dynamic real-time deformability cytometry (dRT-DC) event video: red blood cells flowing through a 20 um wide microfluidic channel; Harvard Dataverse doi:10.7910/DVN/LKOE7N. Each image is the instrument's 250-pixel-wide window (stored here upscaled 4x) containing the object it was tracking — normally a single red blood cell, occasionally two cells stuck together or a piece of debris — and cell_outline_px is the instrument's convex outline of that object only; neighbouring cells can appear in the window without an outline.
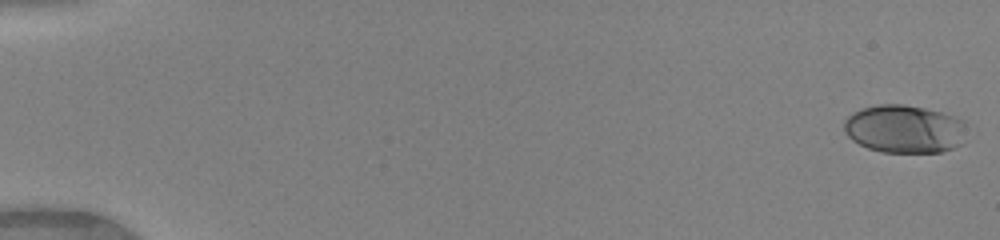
{"species": "human", "species_latin": "Homo sapiens", "temperature_condition": "warm", "stored_images_in_passage": 50, "camera_frame_rate_fps": 3000, "um_per_image_px": 0.085, "donor": {"sex": "female"}, "frame": {"image": 1, "passage_image": 1, "time_ms": 0.0, "image_size_px": [1000, 240], "cell_outline_px": [[964, 124], [960, 144], [956, 148], [940, 152], [884, 152], [868, 148], [852, 140], [844, 132], [844, 120], [852, 112], [860, 108], [880, 104], [904, 104], [924, 108], [956, 116], [964, 120]], "centroid_in_image_um": [76.83, 10.95], "position_along_channel_um": 8.2, "area_um2": 34.33}}
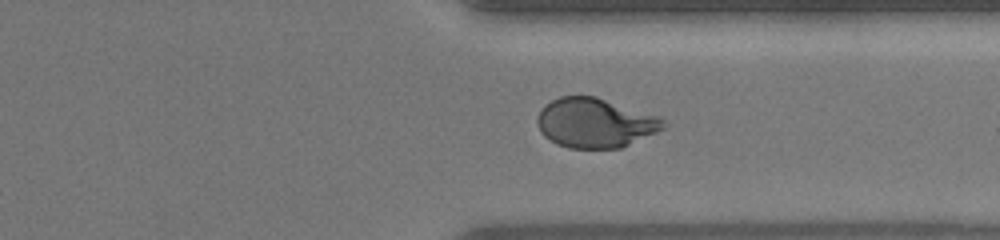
{"frame": {"image": 2, "passage_image": 39, "time_ms": 12.667, "image_size_px": [1000, 240], "cell_outline_px": [[668, 128], [620, 148], [568, 148], [556, 144], [544, 136], [540, 132], [536, 124], [536, 116], [540, 108], [544, 104], [560, 96], [596, 96], [660, 116], [668, 124]], "centroid_in_image_um": [50.59, 10.44], "position_along_channel_um": 360.8, "area_um2": 37.05}}
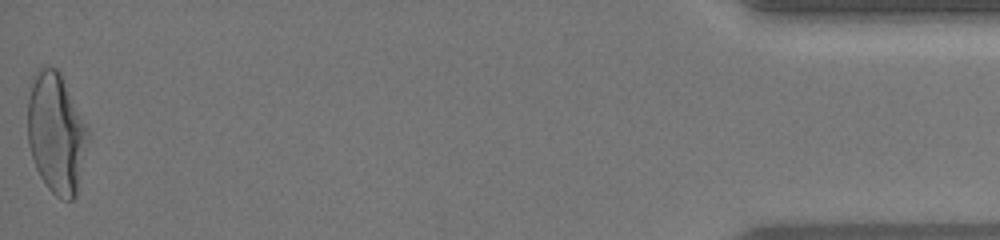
{"frame": {"image": 3, "passage_image": 50, "time_ms": 16.333, "image_size_px": [1000, 240], "cell_outline_px": [[88, 140], [76, 196], [72, 200], [64, 200], [56, 196], [48, 188], [40, 176], [36, 168], [28, 144], [28, 96], [32, 76], [36, 68], [44, 64], [56, 68], [60, 72], [88, 128]], "centroid_in_image_um": [4.76, 11.27], "position_along_channel_um": 430.4, "area_um2": 42.54}, "authors_computed_cell_mechanics": {"area_um2": 36.0672, "velocity_mm_per_s": 4.1372, "shape_relaxation_time_tau1_ms": 4.3439, "shape_relaxation_time_tau2_ms": null, "deformation_change_tau1": 0.1939, "deformation_change_tau2": null}}